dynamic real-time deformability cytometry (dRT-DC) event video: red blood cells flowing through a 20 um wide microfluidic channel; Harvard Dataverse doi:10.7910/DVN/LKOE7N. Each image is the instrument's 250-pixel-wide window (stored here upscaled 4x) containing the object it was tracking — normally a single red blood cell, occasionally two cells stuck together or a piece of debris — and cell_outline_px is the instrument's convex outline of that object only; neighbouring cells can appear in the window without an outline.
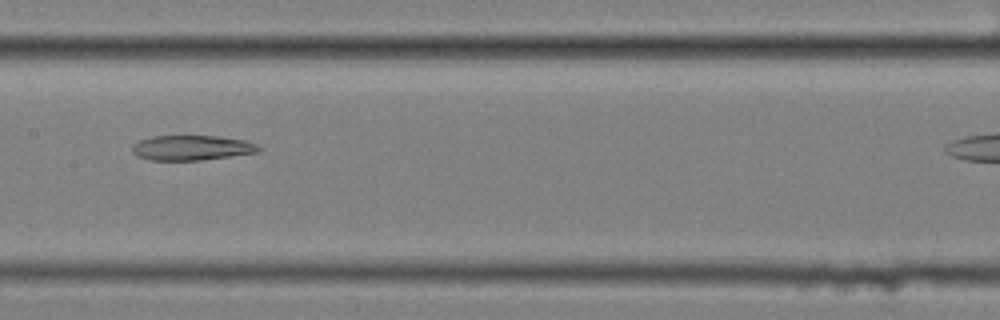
{"species": "common noctule bat (a hibernating species)", "species_latin": "Nyctalus noctula", "temperature_condition": "cold", "stored_images_in_passage": 6, "camera_frame_rate_fps": 3000, "um_per_image_px": 0.085, "animal": {"sex": "female", "body_mass_g": 25.1}, "frame": {"image": 1, "passage_image": 5, "time_ms": 1.333, "image_size_px": [1000, 320], "cell_outline_px": [[260, 152], [232, 156], [200, 160], [148, 160], [136, 156], [132, 152], [132, 144], [140, 140], [152, 136], [216, 136], [244, 140], [256, 144], [260, 148]], "centroid_in_image_um": [16.26, 12.57], "position_along_channel_um": 191.1, "area_um2": 18.44}}